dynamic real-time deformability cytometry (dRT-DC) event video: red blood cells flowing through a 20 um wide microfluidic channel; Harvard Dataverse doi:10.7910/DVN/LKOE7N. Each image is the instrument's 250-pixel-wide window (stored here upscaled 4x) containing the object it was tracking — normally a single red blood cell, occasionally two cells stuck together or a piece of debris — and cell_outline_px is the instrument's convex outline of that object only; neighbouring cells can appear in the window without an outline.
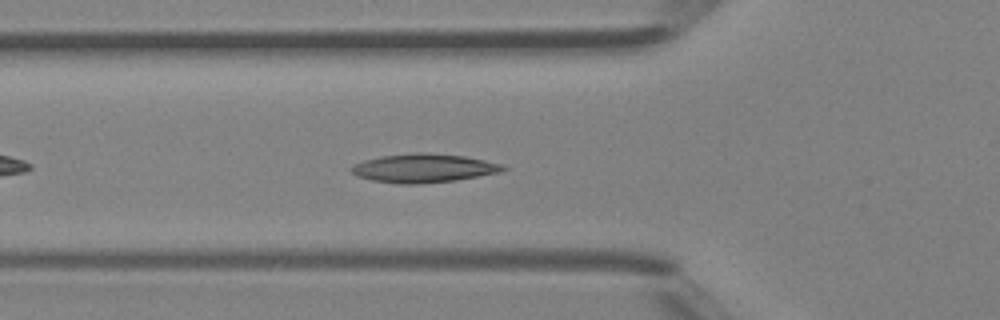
{"species": "Egyptian fruit bat (a non-hibernating species)", "species_latin": "Rousettus aegyptiacus", "temperature_condition": "room temperature", "stored_images_in_passage": 36, "camera_frame_rate_fps": 3000, "um_per_image_px": 0.085, "animal": {"sex": "female"}, "frame": {"image": 1, "passage_image": 6, "time_ms": 1.667, "image_size_px": [1000, 320], "cell_outline_px": [[508, 168], [500, 172], [456, 180], [420, 184], [396, 184], [372, 180], [356, 176], [348, 168], [364, 160], [380, 156], [416, 152], [428, 152], [464, 156], [504, 164]], "centroid_in_image_um": [36.0, 14.29], "position_along_channel_um": 89.8, "area_um2": 25.55}}
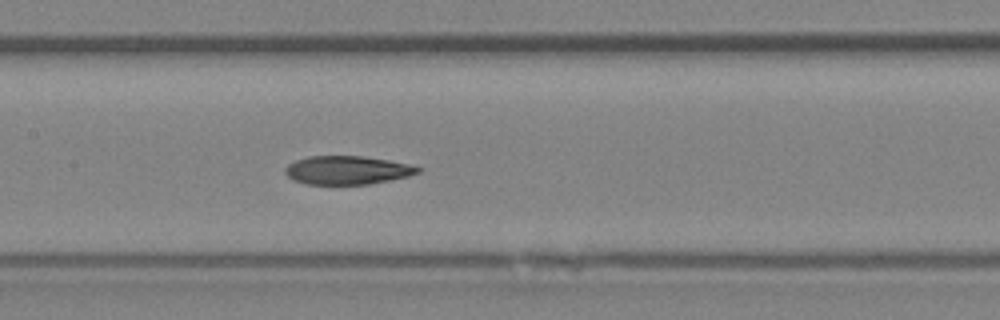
{"frame": {"image": 2, "passage_image": 12, "time_ms": 3.667, "image_size_px": [1000, 320], "cell_outline_px": [[424, 168], [420, 172], [408, 176], [368, 184], [304, 184], [292, 180], [284, 172], [284, 168], [288, 164], [296, 160], [308, 156], [360, 156], [388, 160], [408, 164]], "centroid_in_image_um": [29.49, 14.46], "position_along_channel_um": 177.9, "area_um2": 22.02}}
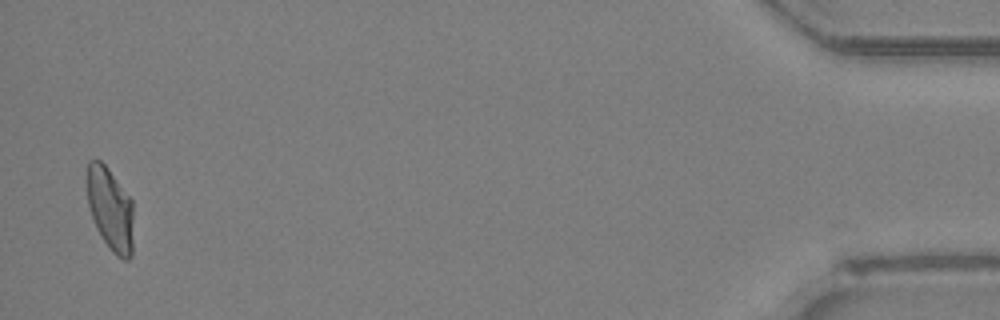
{"frame": {"image": 3, "passage_image": 35, "time_ms": 11.333, "image_size_px": [1000, 320], "cell_outline_px": [[132, 256], [128, 260], [124, 260], [116, 256], [108, 248], [96, 228], [88, 204], [88, 160], [100, 160], [108, 168], [132, 200]], "centroid_in_image_um": [9.39, 17.81], "position_along_channel_um": 425.8, "area_um2": 22.31}, "authors_computed_cell_mechanics": {"area_um2": 22.7443, "velocity_mm_per_s": 4.4099, "shape_relaxation_time_tau1_ms": null, "shape_relaxation_time_tau2_ms": 2.269, "deformation_change_tau1": null, "deformation_change_tau2": 0.0857}}